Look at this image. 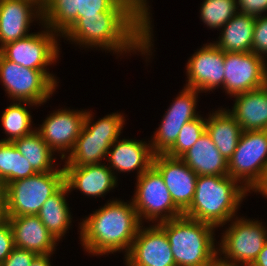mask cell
I'll return each instance as SVG.
<instances>
[{"label": "cell", "mask_w": 267, "mask_h": 266, "mask_svg": "<svg viewBox=\"0 0 267 266\" xmlns=\"http://www.w3.org/2000/svg\"><path fill=\"white\" fill-rule=\"evenodd\" d=\"M117 142V143H116ZM150 144L142 141L123 139L115 141L108 151L107 159L114 170L128 172L138 168V176H141L153 165L154 153Z\"/></svg>", "instance_id": "7402d4cb"}, {"label": "cell", "mask_w": 267, "mask_h": 266, "mask_svg": "<svg viewBox=\"0 0 267 266\" xmlns=\"http://www.w3.org/2000/svg\"><path fill=\"white\" fill-rule=\"evenodd\" d=\"M236 0H205L201 7V18L210 28L223 27L238 11Z\"/></svg>", "instance_id": "f546056e"}, {"label": "cell", "mask_w": 267, "mask_h": 266, "mask_svg": "<svg viewBox=\"0 0 267 266\" xmlns=\"http://www.w3.org/2000/svg\"><path fill=\"white\" fill-rule=\"evenodd\" d=\"M225 52L214 43L205 45L187 63L188 84L186 87L199 91L215 89L224 85Z\"/></svg>", "instance_id": "9a60e30c"}, {"label": "cell", "mask_w": 267, "mask_h": 266, "mask_svg": "<svg viewBox=\"0 0 267 266\" xmlns=\"http://www.w3.org/2000/svg\"><path fill=\"white\" fill-rule=\"evenodd\" d=\"M215 112L206 119V132L220 154L228 161L236 150L242 129L230 110Z\"/></svg>", "instance_id": "603a6c76"}, {"label": "cell", "mask_w": 267, "mask_h": 266, "mask_svg": "<svg viewBox=\"0 0 267 266\" xmlns=\"http://www.w3.org/2000/svg\"><path fill=\"white\" fill-rule=\"evenodd\" d=\"M140 226L127 254V266H176L165 231L156 224Z\"/></svg>", "instance_id": "4fadbf2b"}, {"label": "cell", "mask_w": 267, "mask_h": 266, "mask_svg": "<svg viewBox=\"0 0 267 266\" xmlns=\"http://www.w3.org/2000/svg\"><path fill=\"white\" fill-rule=\"evenodd\" d=\"M5 219L4 206H0V222Z\"/></svg>", "instance_id": "7bdbcfd3"}, {"label": "cell", "mask_w": 267, "mask_h": 266, "mask_svg": "<svg viewBox=\"0 0 267 266\" xmlns=\"http://www.w3.org/2000/svg\"><path fill=\"white\" fill-rule=\"evenodd\" d=\"M237 183L230 175L197 176L193 200L183 215L214 227L230 221L248 192Z\"/></svg>", "instance_id": "3957f363"}, {"label": "cell", "mask_w": 267, "mask_h": 266, "mask_svg": "<svg viewBox=\"0 0 267 266\" xmlns=\"http://www.w3.org/2000/svg\"><path fill=\"white\" fill-rule=\"evenodd\" d=\"M12 142L37 173L64 171V168L52 169L53 150L44 142L37 130Z\"/></svg>", "instance_id": "4316f807"}, {"label": "cell", "mask_w": 267, "mask_h": 266, "mask_svg": "<svg viewBox=\"0 0 267 266\" xmlns=\"http://www.w3.org/2000/svg\"><path fill=\"white\" fill-rule=\"evenodd\" d=\"M148 11H106L79 17L63 34L81 45L123 52L147 53L151 47Z\"/></svg>", "instance_id": "6da1fadb"}, {"label": "cell", "mask_w": 267, "mask_h": 266, "mask_svg": "<svg viewBox=\"0 0 267 266\" xmlns=\"http://www.w3.org/2000/svg\"><path fill=\"white\" fill-rule=\"evenodd\" d=\"M265 86L267 87V68H266Z\"/></svg>", "instance_id": "f6af8a7d"}, {"label": "cell", "mask_w": 267, "mask_h": 266, "mask_svg": "<svg viewBox=\"0 0 267 266\" xmlns=\"http://www.w3.org/2000/svg\"><path fill=\"white\" fill-rule=\"evenodd\" d=\"M65 184V171L37 173L3 188L5 216L37 215L44 202Z\"/></svg>", "instance_id": "5b68a950"}, {"label": "cell", "mask_w": 267, "mask_h": 266, "mask_svg": "<svg viewBox=\"0 0 267 266\" xmlns=\"http://www.w3.org/2000/svg\"><path fill=\"white\" fill-rule=\"evenodd\" d=\"M264 62V57L252 51L225 53L223 88L236 96L264 86L267 68Z\"/></svg>", "instance_id": "8fae6325"}, {"label": "cell", "mask_w": 267, "mask_h": 266, "mask_svg": "<svg viewBox=\"0 0 267 266\" xmlns=\"http://www.w3.org/2000/svg\"><path fill=\"white\" fill-rule=\"evenodd\" d=\"M68 191H70L68 186L64 184L44 202L37 214L41 222L56 240L64 236L71 223V214L69 213L68 204L65 199Z\"/></svg>", "instance_id": "d4e9b609"}, {"label": "cell", "mask_w": 267, "mask_h": 266, "mask_svg": "<svg viewBox=\"0 0 267 266\" xmlns=\"http://www.w3.org/2000/svg\"><path fill=\"white\" fill-rule=\"evenodd\" d=\"M237 5L240 6V12L254 17L261 16L267 10V0H238Z\"/></svg>", "instance_id": "74e56055"}, {"label": "cell", "mask_w": 267, "mask_h": 266, "mask_svg": "<svg viewBox=\"0 0 267 266\" xmlns=\"http://www.w3.org/2000/svg\"><path fill=\"white\" fill-rule=\"evenodd\" d=\"M255 19L254 16L238 12L224 25L219 42L214 44L225 53L252 51Z\"/></svg>", "instance_id": "cb8c5ba5"}, {"label": "cell", "mask_w": 267, "mask_h": 266, "mask_svg": "<svg viewBox=\"0 0 267 266\" xmlns=\"http://www.w3.org/2000/svg\"><path fill=\"white\" fill-rule=\"evenodd\" d=\"M252 52L260 57H264L262 54L267 53V16H259L255 19Z\"/></svg>", "instance_id": "e575fe53"}, {"label": "cell", "mask_w": 267, "mask_h": 266, "mask_svg": "<svg viewBox=\"0 0 267 266\" xmlns=\"http://www.w3.org/2000/svg\"><path fill=\"white\" fill-rule=\"evenodd\" d=\"M158 225L166 233L176 266H211L218 260L213 225L184 215Z\"/></svg>", "instance_id": "277c9868"}, {"label": "cell", "mask_w": 267, "mask_h": 266, "mask_svg": "<svg viewBox=\"0 0 267 266\" xmlns=\"http://www.w3.org/2000/svg\"><path fill=\"white\" fill-rule=\"evenodd\" d=\"M15 248L13 233L7 218L0 222V263L11 254Z\"/></svg>", "instance_id": "d590c367"}, {"label": "cell", "mask_w": 267, "mask_h": 266, "mask_svg": "<svg viewBox=\"0 0 267 266\" xmlns=\"http://www.w3.org/2000/svg\"><path fill=\"white\" fill-rule=\"evenodd\" d=\"M65 184L68 189H79L88 196H101L115 187L116 176L104 164L64 167Z\"/></svg>", "instance_id": "d6986e66"}, {"label": "cell", "mask_w": 267, "mask_h": 266, "mask_svg": "<svg viewBox=\"0 0 267 266\" xmlns=\"http://www.w3.org/2000/svg\"><path fill=\"white\" fill-rule=\"evenodd\" d=\"M91 116L90 112H86L83 127L64 167L100 164L107 157L111 145L117 141L124 125L121 114L106 115L92 125Z\"/></svg>", "instance_id": "8992f818"}, {"label": "cell", "mask_w": 267, "mask_h": 266, "mask_svg": "<svg viewBox=\"0 0 267 266\" xmlns=\"http://www.w3.org/2000/svg\"><path fill=\"white\" fill-rule=\"evenodd\" d=\"M261 192L263 195L267 196V167L264 170V173L260 179V181L253 187V191Z\"/></svg>", "instance_id": "f35d334b"}, {"label": "cell", "mask_w": 267, "mask_h": 266, "mask_svg": "<svg viewBox=\"0 0 267 266\" xmlns=\"http://www.w3.org/2000/svg\"><path fill=\"white\" fill-rule=\"evenodd\" d=\"M133 202L110 201L80 225L81 241L89 253L106 254L125 249L128 254L140 228Z\"/></svg>", "instance_id": "7a4b0ae2"}, {"label": "cell", "mask_w": 267, "mask_h": 266, "mask_svg": "<svg viewBox=\"0 0 267 266\" xmlns=\"http://www.w3.org/2000/svg\"><path fill=\"white\" fill-rule=\"evenodd\" d=\"M237 218L220 243V249L225 258L218 261L226 265H252L264 244L267 242V231L258 221ZM232 261V262H231Z\"/></svg>", "instance_id": "30bf717a"}, {"label": "cell", "mask_w": 267, "mask_h": 266, "mask_svg": "<svg viewBox=\"0 0 267 266\" xmlns=\"http://www.w3.org/2000/svg\"><path fill=\"white\" fill-rule=\"evenodd\" d=\"M232 112L242 131L267 130V87L234 96Z\"/></svg>", "instance_id": "44dd1931"}, {"label": "cell", "mask_w": 267, "mask_h": 266, "mask_svg": "<svg viewBox=\"0 0 267 266\" xmlns=\"http://www.w3.org/2000/svg\"><path fill=\"white\" fill-rule=\"evenodd\" d=\"M188 121L164 116L161 126L150 144L154 154H165L176 142L181 128Z\"/></svg>", "instance_id": "d6a6232c"}, {"label": "cell", "mask_w": 267, "mask_h": 266, "mask_svg": "<svg viewBox=\"0 0 267 266\" xmlns=\"http://www.w3.org/2000/svg\"><path fill=\"white\" fill-rule=\"evenodd\" d=\"M180 159L198 176L228 175V161L206 131Z\"/></svg>", "instance_id": "ffe728a7"}, {"label": "cell", "mask_w": 267, "mask_h": 266, "mask_svg": "<svg viewBox=\"0 0 267 266\" xmlns=\"http://www.w3.org/2000/svg\"><path fill=\"white\" fill-rule=\"evenodd\" d=\"M33 7L37 8L35 13L42 19V0H0L1 47L30 35L27 33L29 24L36 16Z\"/></svg>", "instance_id": "2e32d148"}, {"label": "cell", "mask_w": 267, "mask_h": 266, "mask_svg": "<svg viewBox=\"0 0 267 266\" xmlns=\"http://www.w3.org/2000/svg\"><path fill=\"white\" fill-rule=\"evenodd\" d=\"M198 117L183 125L174 145L165 153L174 158H180L186 153L206 131V120Z\"/></svg>", "instance_id": "1f68e13d"}, {"label": "cell", "mask_w": 267, "mask_h": 266, "mask_svg": "<svg viewBox=\"0 0 267 266\" xmlns=\"http://www.w3.org/2000/svg\"><path fill=\"white\" fill-rule=\"evenodd\" d=\"M153 166L162 175L174 204L184 212L193 200L198 175L180 158L166 154H155Z\"/></svg>", "instance_id": "5bb4252c"}, {"label": "cell", "mask_w": 267, "mask_h": 266, "mask_svg": "<svg viewBox=\"0 0 267 266\" xmlns=\"http://www.w3.org/2000/svg\"><path fill=\"white\" fill-rule=\"evenodd\" d=\"M252 266H267V242L264 244L263 249L258 254Z\"/></svg>", "instance_id": "ab89813d"}, {"label": "cell", "mask_w": 267, "mask_h": 266, "mask_svg": "<svg viewBox=\"0 0 267 266\" xmlns=\"http://www.w3.org/2000/svg\"><path fill=\"white\" fill-rule=\"evenodd\" d=\"M137 177V189L132 202L140 222L143 216L151 221L161 216L159 220L163 222L183 215L174 204L162 175L153 165Z\"/></svg>", "instance_id": "9c48e42d"}, {"label": "cell", "mask_w": 267, "mask_h": 266, "mask_svg": "<svg viewBox=\"0 0 267 266\" xmlns=\"http://www.w3.org/2000/svg\"><path fill=\"white\" fill-rule=\"evenodd\" d=\"M0 79L13 100L32 106L46 102L57 84L53 75L46 70L18 65L7 60L1 53Z\"/></svg>", "instance_id": "52a82bcc"}, {"label": "cell", "mask_w": 267, "mask_h": 266, "mask_svg": "<svg viewBox=\"0 0 267 266\" xmlns=\"http://www.w3.org/2000/svg\"><path fill=\"white\" fill-rule=\"evenodd\" d=\"M211 266H233V265H226V264H223L221 262H219L218 260Z\"/></svg>", "instance_id": "ee69618b"}, {"label": "cell", "mask_w": 267, "mask_h": 266, "mask_svg": "<svg viewBox=\"0 0 267 266\" xmlns=\"http://www.w3.org/2000/svg\"><path fill=\"white\" fill-rule=\"evenodd\" d=\"M2 125L9 138L2 139L0 141H10L22 138L33 132L31 127V115L26 109V106H22L21 102L14 103L3 111L1 117Z\"/></svg>", "instance_id": "f1b7e54d"}, {"label": "cell", "mask_w": 267, "mask_h": 266, "mask_svg": "<svg viewBox=\"0 0 267 266\" xmlns=\"http://www.w3.org/2000/svg\"><path fill=\"white\" fill-rule=\"evenodd\" d=\"M49 255H37L30 266H51Z\"/></svg>", "instance_id": "60d3db41"}, {"label": "cell", "mask_w": 267, "mask_h": 266, "mask_svg": "<svg viewBox=\"0 0 267 266\" xmlns=\"http://www.w3.org/2000/svg\"><path fill=\"white\" fill-rule=\"evenodd\" d=\"M8 219L16 248L48 255L57 240L51 235L37 215L5 216Z\"/></svg>", "instance_id": "ac0fdd59"}, {"label": "cell", "mask_w": 267, "mask_h": 266, "mask_svg": "<svg viewBox=\"0 0 267 266\" xmlns=\"http://www.w3.org/2000/svg\"><path fill=\"white\" fill-rule=\"evenodd\" d=\"M50 30V31H49ZM58 44L55 34L48 28L47 32L29 36L7 43L1 54L9 61L26 68L46 70L58 57Z\"/></svg>", "instance_id": "7c38bea8"}, {"label": "cell", "mask_w": 267, "mask_h": 266, "mask_svg": "<svg viewBox=\"0 0 267 266\" xmlns=\"http://www.w3.org/2000/svg\"><path fill=\"white\" fill-rule=\"evenodd\" d=\"M86 111L58 110L47 117L38 129L44 142L53 150L70 152L83 127Z\"/></svg>", "instance_id": "e0dca14e"}, {"label": "cell", "mask_w": 267, "mask_h": 266, "mask_svg": "<svg viewBox=\"0 0 267 266\" xmlns=\"http://www.w3.org/2000/svg\"><path fill=\"white\" fill-rule=\"evenodd\" d=\"M267 167V130L242 131L236 150L228 160V175L245 181L250 192Z\"/></svg>", "instance_id": "ba28073f"}, {"label": "cell", "mask_w": 267, "mask_h": 266, "mask_svg": "<svg viewBox=\"0 0 267 266\" xmlns=\"http://www.w3.org/2000/svg\"><path fill=\"white\" fill-rule=\"evenodd\" d=\"M37 255L35 252L15 247L1 266H30Z\"/></svg>", "instance_id": "8d00e7d4"}, {"label": "cell", "mask_w": 267, "mask_h": 266, "mask_svg": "<svg viewBox=\"0 0 267 266\" xmlns=\"http://www.w3.org/2000/svg\"><path fill=\"white\" fill-rule=\"evenodd\" d=\"M37 174L26 158L20 154L13 142L0 141V184L8 183Z\"/></svg>", "instance_id": "83f0119b"}, {"label": "cell", "mask_w": 267, "mask_h": 266, "mask_svg": "<svg viewBox=\"0 0 267 266\" xmlns=\"http://www.w3.org/2000/svg\"><path fill=\"white\" fill-rule=\"evenodd\" d=\"M0 206H4L3 187L0 184Z\"/></svg>", "instance_id": "b9f144b4"}, {"label": "cell", "mask_w": 267, "mask_h": 266, "mask_svg": "<svg viewBox=\"0 0 267 266\" xmlns=\"http://www.w3.org/2000/svg\"><path fill=\"white\" fill-rule=\"evenodd\" d=\"M146 0H82V17L106 11H148Z\"/></svg>", "instance_id": "4dcf8cb0"}, {"label": "cell", "mask_w": 267, "mask_h": 266, "mask_svg": "<svg viewBox=\"0 0 267 266\" xmlns=\"http://www.w3.org/2000/svg\"><path fill=\"white\" fill-rule=\"evenodd\" d=\"M198 92L199 91L196 89L188 87L184 88L171 107H169L165 116L169 118L184 119L188 122L198 118L199 116L195 113Z\"/></svg>", "instance_id": "836d02e7"}, {"label": "cell", "mask_w": 267, "mask_h": 266, "mask_svg": "<svg viewBox=\"0 0 267 266\" xmlns=\"http://www.w3.org/2000/svg\"><path fill=\"white\" fill-rule=\"evenodd\" d=\"M82 17V0H42V20L46 28L62 35Z\"/></svg>", "instance_id": "484cf974"}]
</instances>
